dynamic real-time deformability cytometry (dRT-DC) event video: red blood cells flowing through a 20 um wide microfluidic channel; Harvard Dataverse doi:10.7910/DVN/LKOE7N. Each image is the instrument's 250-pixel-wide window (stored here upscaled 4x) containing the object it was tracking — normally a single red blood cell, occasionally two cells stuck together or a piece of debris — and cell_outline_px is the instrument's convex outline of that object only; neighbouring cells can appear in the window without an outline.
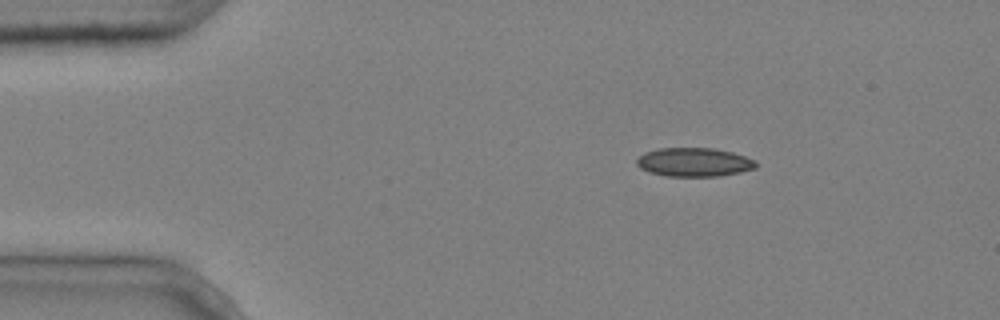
{"species": "common noctule bat (a hibernating species)", "species_latin": "Nyctalus noctula", "temperature_condition": "cold", "stored_images_in_passage": 3, "camera_frame_rate_fps": 3000, "um_per_image_px": 0.085, "animal": {"sex": "male", "body_mass_g": 20.4}, "frame": {"image": 1, "passage_image": 1, "time_ms": 0.0, "image_size_px": [1000, 320], "cell_outline_px": [[756, 168], [740, 172], [720, 176], [668, 176], [648, 172], [640, 168], [636, 164], [636, 160], [644, 152], [660, 148], [716, 148], [732, 152], [756, 160]], "centroid_in_image_um": [58.99, 13.78], "position_along_channel_um": 26.0, "area_um2": 20.06}}
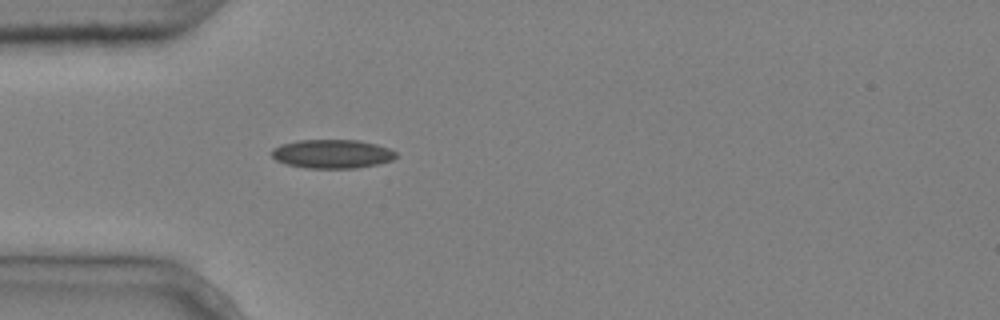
{"frame": {"image": 2, "passage_image": 3, "time_ms": 0.667, "image_size_px": [1000, 320], "cell_outline_px": [[396, 156], [392, 160], [376, 164], [356, 168], [304, 168], [284, 164], [276, 160], [272, 156], [272, 148], [280, 144], [296, 140], [356, 140], [376, 144], [388, 148], [396, 152]], "centroid_in_image_um": [28.18, 13.08], "position_along_channel_um": 56.8, "area_um2": 20.92}}